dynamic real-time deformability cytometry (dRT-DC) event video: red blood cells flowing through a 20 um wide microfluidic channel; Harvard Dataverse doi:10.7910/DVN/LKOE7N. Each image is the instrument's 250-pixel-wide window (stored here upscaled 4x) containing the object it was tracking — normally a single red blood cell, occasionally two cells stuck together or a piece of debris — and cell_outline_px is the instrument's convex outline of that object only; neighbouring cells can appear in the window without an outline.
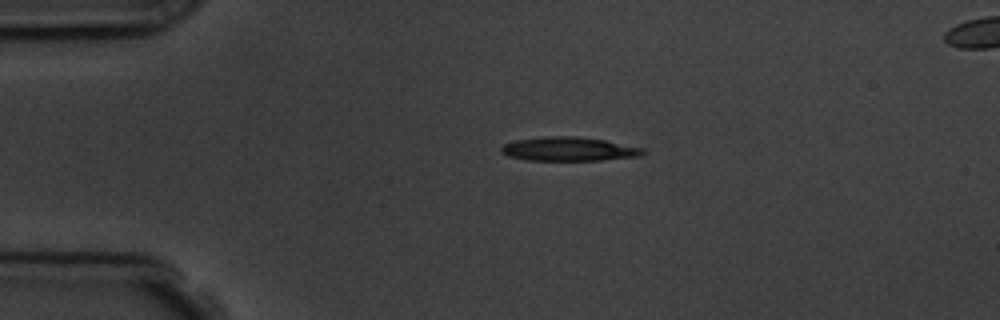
{"species": "common noctule bat (a hibernating species)", "species_latin": "Nyctalus noctula", "temperature_condition": "room temperature", "stored_images_in_passage": 3, "segment_of_instrument_passage": [1, 2], "camera_frame_rate_fps": 3000, "um_per_image_px": 0.085, "animal": {"sex": "male", "body_mass_g": 19.5, "forearm_length_mm": 54.6}, "frame": {"image": 1, "passage_image": 1, "time_ms": 0.0, "image_size_px": [1000, 320], "cell_outline_px": [[644, 152], [640, 156], [600, 160], [528, 160], [508, 156], [500, 152], [500, 148], [504, 144], [516, 140], [544, 136], [576, 136], [604, 140], [644, 148]], "centroid_in_image_um": [48.32, 12.66], "position_along_channel_um": 36.7, "area_um2": 19.65}}